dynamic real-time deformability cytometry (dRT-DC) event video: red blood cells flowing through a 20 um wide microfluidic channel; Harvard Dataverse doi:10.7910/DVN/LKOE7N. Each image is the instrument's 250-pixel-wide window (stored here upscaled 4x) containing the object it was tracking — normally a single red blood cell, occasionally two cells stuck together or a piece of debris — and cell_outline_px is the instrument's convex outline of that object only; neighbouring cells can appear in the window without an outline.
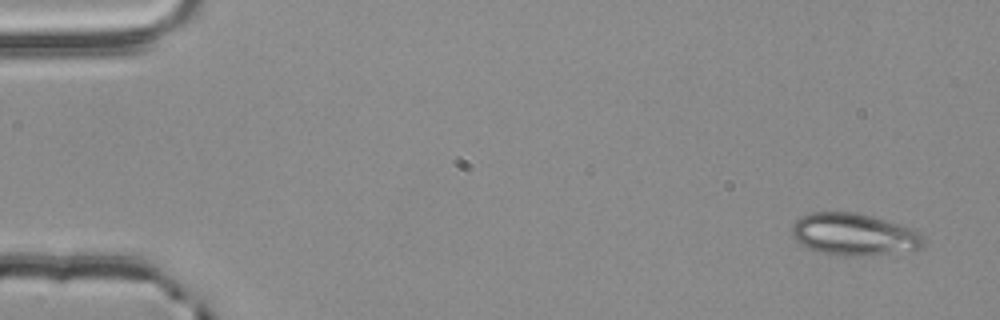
{"species": "common noctule bat (a hibernating species)", "species_latin": "Nyctalus noctula", "temperature_condition": "room temperature", "stored_images_in_passage": 3, "camera_frame_rate_fps": 3000, "um_per_image_px": 0.085, "animal": {"sex": "male", "body_mass_g": 20.4}, "frame": {"image": 1, "passage_image": 1, "time_ms": 0.0, "image_size_px": [1000, 320], "cell_outline_px": [[924, 244], [920, 248], [912, 252], [876, 256], [848, 256], [824, 252], [804, 248], [792, 236], [792, 224], [800, 216], [812, 212], [856, 212], [872, 216], [900, 224], [920, 232], [924, 236]], "centroid_in_image_um": [72.64, 19.94], "position_along_channel_um": 12.4, "area_um2": 32.95}}